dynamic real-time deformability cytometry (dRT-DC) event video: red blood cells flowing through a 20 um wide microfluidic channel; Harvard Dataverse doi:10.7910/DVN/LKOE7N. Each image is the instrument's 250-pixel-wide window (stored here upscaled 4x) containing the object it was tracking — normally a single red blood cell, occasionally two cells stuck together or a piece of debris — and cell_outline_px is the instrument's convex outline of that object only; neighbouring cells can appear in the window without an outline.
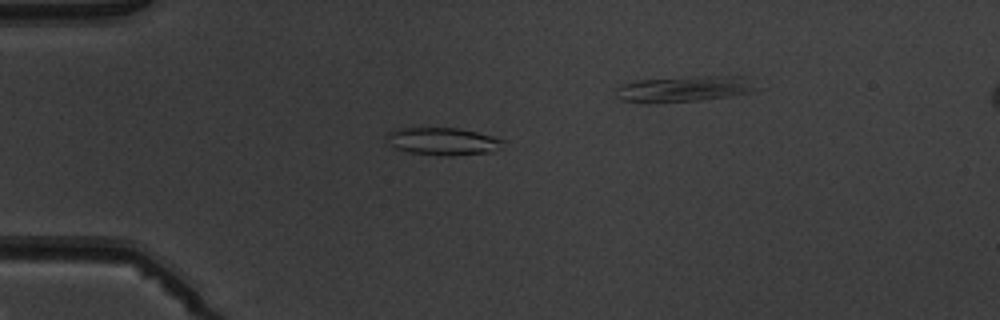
{"species": "common noctule bat (a hibernating species)", "species_latin": "Nyctalus noctula", "temperature_condition": "warm", "stored_images_in_passage": 6, "camera_frame_rate_fps": 3000, "um_per_image_px": 0.085, "animal": {"sex": "male", "body_mass_g": 19.5, "forearm_length_mm": 54.6}, "frame": {"image": 1, "passage_image": 5, "time_ms": 4.667, "image_size_px": [1000, 320], "cell_outline_px": [[508, 140], [492, 152], [452, 156], [440, 156], [412, 152], [396, 148], [384, 140], [388, 132], [400, 128], [460, 128]], "centroid_in_image_um": [37.65, 12.01], "position_along_channel_um": 47.3, "area_um2": 18.73}}